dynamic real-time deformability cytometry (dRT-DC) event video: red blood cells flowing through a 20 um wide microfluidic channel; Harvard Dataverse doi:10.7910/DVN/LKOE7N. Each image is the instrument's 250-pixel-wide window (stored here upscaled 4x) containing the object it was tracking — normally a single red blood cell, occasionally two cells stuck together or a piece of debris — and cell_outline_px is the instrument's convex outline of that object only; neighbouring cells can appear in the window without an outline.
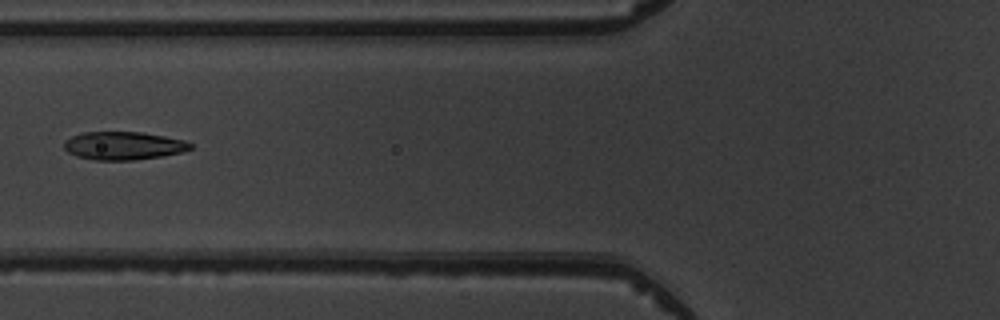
{"species": "common noctule bat (a hibernating species)", "species_latin": "Nyctalus noctula", "temperature_condition": "warm", "stored_images_in_passage": 3, "camera_frame_rate_fps": 3000, "um_per_image_px": 0.085, "animal": {"sex": "male", "body_mass_g": 19.5, "forearm_length_mm": 54.6}, "frame": {"image": 1, "passage_image": 2, "time_ms": 1.333, "image_size_px": [1000, 320], "cell_outline_px": [[192, 148], [184, 152], [160, 156], [132, 160], [96, 160], [76, 156], [68, 152], [64, 148], [64, 140], [72, 136], [84, 132], [144, 132], [184, 140], [192, 144]], "centroid_in_image_um": [10.49, 12.38], "position_along_channel_um": 115.3, "area_um2": 20.69}}
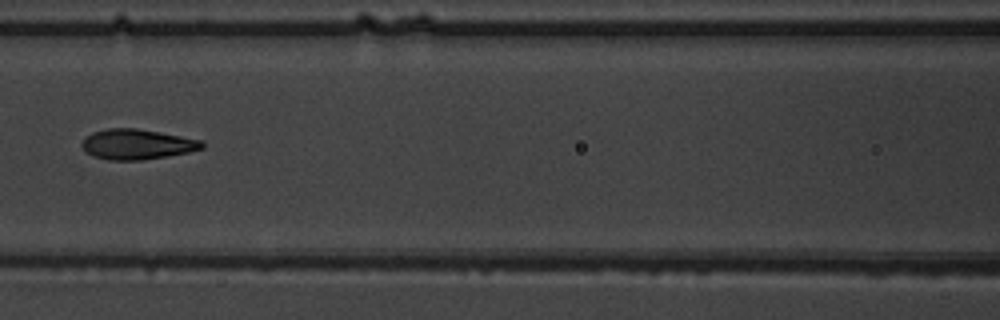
{"frame": {"image": 2, "passage_image": 3, "time_ms": 2.333, "image_size_px": [1000, 320], "cell_outline_px": [[204, 148], [188, 152], [168, 156], [140, 160], [108, 160], [92, 156], [80, 144], [92, 132], [108, 128], [136, 128], [160, 132], [200, 140], [204, 144]], "centroid_in_image_um": [11.64, 12.26], "position_along_channel_um": 155.0, "area_um2": 20.98}}